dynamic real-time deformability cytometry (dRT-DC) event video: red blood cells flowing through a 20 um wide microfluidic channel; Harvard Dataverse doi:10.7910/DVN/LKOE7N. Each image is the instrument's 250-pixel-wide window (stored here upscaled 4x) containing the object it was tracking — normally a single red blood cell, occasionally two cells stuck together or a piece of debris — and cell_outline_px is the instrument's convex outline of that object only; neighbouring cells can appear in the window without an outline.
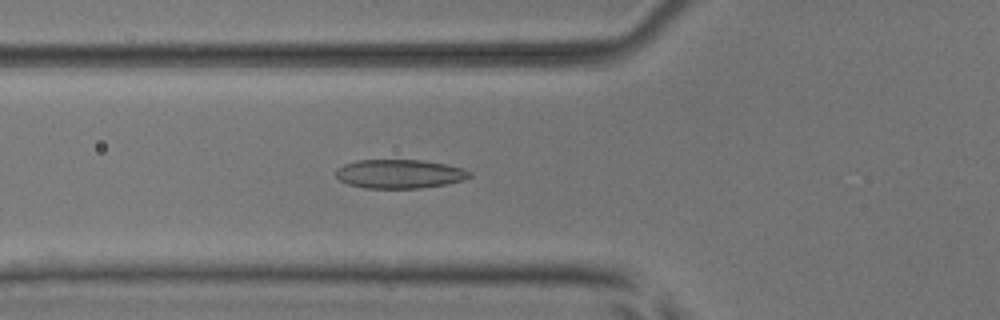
{"species": "common noctule bat (a hibernating species)", "species_latin": "Nyctalus noctula", "temperature_condition": "room temperature", "stored_images_in_passage": 48, "camera_frame_rate_fps": 3000, "um_per_image_px": 0.085, "animal": {"sex": "male", "body_mass_g": 17.9, "forearm_length_mm": 54.2}, "frame": {"image": 1, "passage_image": 15, "time_ms": 4.667, "image_size_px": [1000, 320], "cell_outline_px": [[472, 176], [464, 180], [448, 184], [420, 188], [364, 188], [348, 184], [340, 180], [336, 176], [336, 168], [344, 164], [356, 160], [420, 160], [448, 164], [464, 168], [472, 172]], "centroid_in_image_um": [34.0, 14.78], "position_along_channel_um": 91.8, "area_um2": 22.77}}
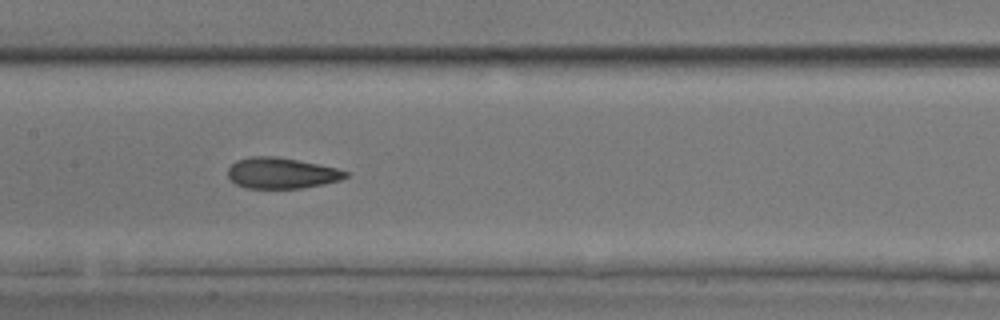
{"frame": {"image": 2, "passage_image": 22, "time_ms": 7.0, "image_size_px": [1000, 320], "cell_outline_px": [[348, 176], [340, 180], [324, 184], [300, 188], [248, 188], [236, 184], [228, 176], [228, 168], [236, 160], [248, 156], [276, 156], [336, 168], [348, 172]], "centroid_in_image_um": [23.9, 14.71], "position_along_channel_um": 183.5, "area_um2": 21.04}}
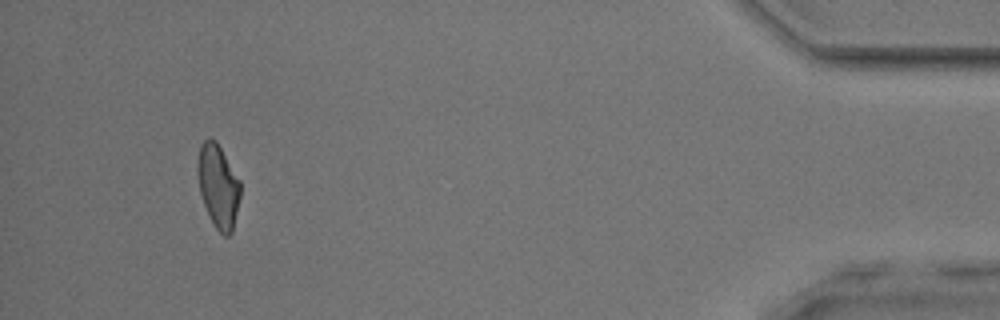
{"frame": {"image": 3, "passage_image": 45, "time_ms": 14.667, "image_size_px": [1000, 320], "cell_outline_px": [[240, 196], [232, 232], [228, 236], [224, 236], [216, 228], [208, 216], [200, 192], [196, 172], [196, 168], [200, 144], [208, 136], [216, 140], [240, 180]], "centroid_in_image_um": [18.52, 15.79], "position_along_channel_um": 416.7, "area_um2": 20.92}, "authors_computed_cell_mechanics": {"area_um2": 21.5016, "velocity_mm_per_s": 3.9158, "shape_relaxation_time_tau1_ms": 7.0469, "shape_relaxation_time_tau2_ms": 1.7229, "deformation_change_tau1": 0.1888, "deformation_change_tau2": 0.0836}}